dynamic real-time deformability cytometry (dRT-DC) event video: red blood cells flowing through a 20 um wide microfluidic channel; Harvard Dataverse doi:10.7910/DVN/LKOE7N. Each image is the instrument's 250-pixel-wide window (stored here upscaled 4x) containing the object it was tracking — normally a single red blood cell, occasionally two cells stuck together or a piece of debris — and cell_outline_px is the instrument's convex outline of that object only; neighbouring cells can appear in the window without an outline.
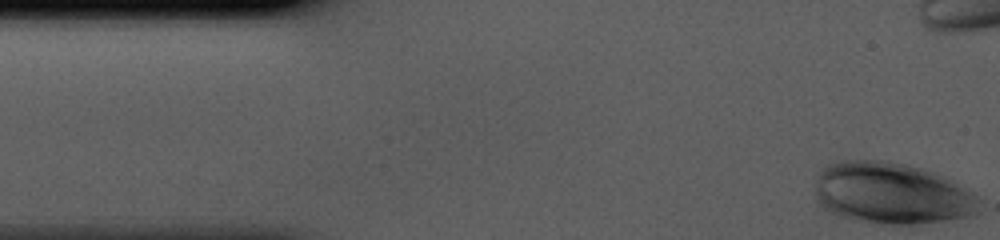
{"species": "human", "species_latin": "Homo sapiens", "temperature_condition": "cold", "stored_images_in_passage": 35, "camera_frame_rate_fps": 3000, "um_per_image_px": 0.085, "donor": {"sex": "male"}, "frame": {"image": 1, "passage_image": 1, "time_ms": 0.0, "image_size_px": [1000, 240], "cell_outline_px": [[980, 200], [976, 212], [972, 216], [920, 224], [892, 224], [852, 220], [828, 212], [820, 204], [816, 196], [816, 176], [828, 164], [844, 160], [888, 160], [920, 168], [944, 176], [976, 196]], "centroid_in_image_um": [75.75, 16.44], "position_along_channel_um": 9.2, "area_um2": 58.72}}
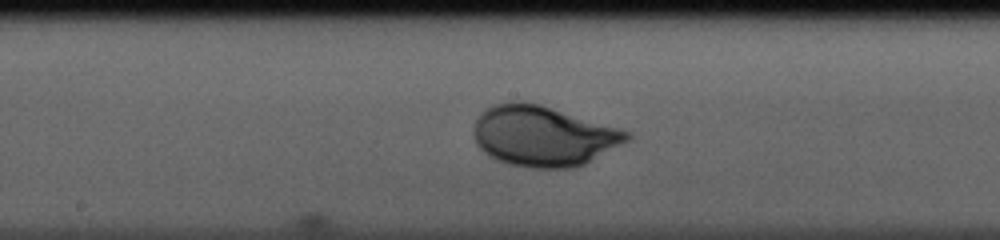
{"frame": {"image": 2, "passage_image": 21, "time_ms": 6.667, "image_size_px": [1000, 240], "cell_outline_px": [[632, 136], [628, 140], [584, 164], [568, 168], [528, 168], [508, 164], [496, 160], [488, 156], [476, 144], [472, 136], [472, 128], [480, 112], [496, 104], [512, 100], [520, 100], [540, 104], [632, 132]], "centroid_in_image_um": [46.11, 11.55], "position_along_channel_um": 202.1, "area_um2": 54.1}}
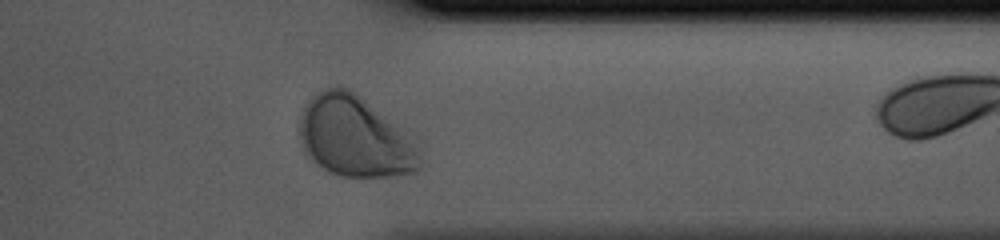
{"frame": {"image": 3, "passage_image": 34, "time_ms": 11.0, "image_size_px": [1000, 240], "cell_outline_px": [[424, 168], [416, 172], [388, 176], [340, 176], [328, 172], [316, 164], [304, 152], [300, 144], [300, 112], [304, 104], [316, 92], [328, 84], [340, 84], [352, 88], [416, 144], [424, 160]], "centroid_in_image_um": [30.11, 11.6], "position_along_channel_um": 381.3, "area_um2": 57.28}}